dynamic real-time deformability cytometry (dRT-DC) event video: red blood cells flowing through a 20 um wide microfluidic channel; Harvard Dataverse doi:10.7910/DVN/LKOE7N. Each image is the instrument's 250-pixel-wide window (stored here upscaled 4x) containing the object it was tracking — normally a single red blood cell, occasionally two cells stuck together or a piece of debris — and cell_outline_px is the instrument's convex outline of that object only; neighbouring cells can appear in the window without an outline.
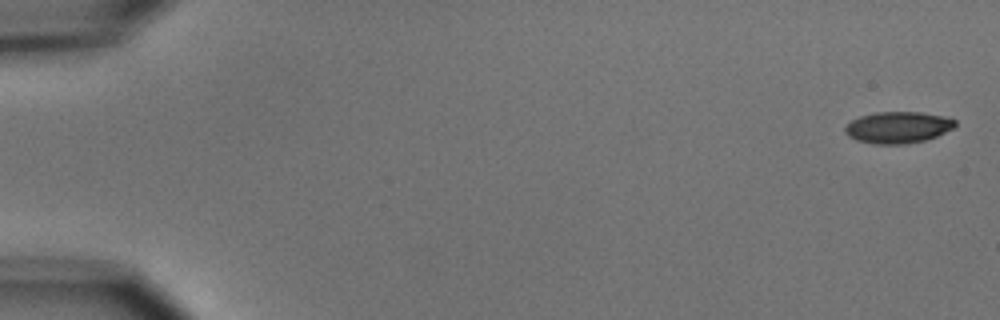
{"species": "common noctule bat (a hibernating species)", "species_latin": "Nyctalus noctula", "temperature_condition": "cold", "stored_images_in_passage": 5, "camera_frame_rate_fps": 3000, "um_per_image_px": 0.085, "animal": {"sex": "male", "body_mass_g": 15.6}, "frame": {"image": 1, "passage_image": 1, "time_ms": 0.0, "image_size_px": [1000, 320], "cell_outline_px": [[956, 128], [936, 136], [924, 140], [904, 144], [872, 144], [856, 140], [848, 136], [844, 132], [844, 128], [852, 120], [860, 116], [876, 112], [920, 112], [944, 116], [956, 120]], "centroid_in_image_um": [76.33, 10.83], "position_along_channel_um": 8.7, "area_um2": 20.35}}
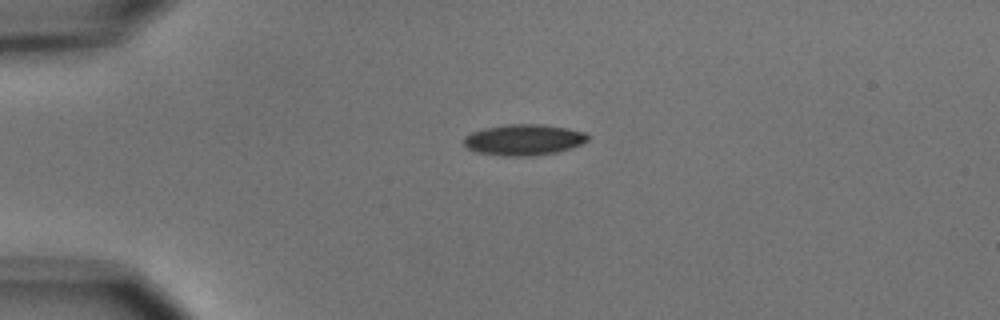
{"frame": {"image": 2, "passage_image": 4, "time_ms": 4.0, "image_size_px": [1000, 320], "cell_outline_px": [[588, 140], [572, 148], [556, 152], [536, 156], [500, 156], [476, 152], [468, 148], [464, 144], [464, 136], [472, 132], [484, 128], [508, 124], [540, 124], [568, 128], [584, 132], [588, 136]], "centroid_in_image_um": [44.51, 11.89], "position_along_channel_um": 40.5, "area_um2": 22.48}}